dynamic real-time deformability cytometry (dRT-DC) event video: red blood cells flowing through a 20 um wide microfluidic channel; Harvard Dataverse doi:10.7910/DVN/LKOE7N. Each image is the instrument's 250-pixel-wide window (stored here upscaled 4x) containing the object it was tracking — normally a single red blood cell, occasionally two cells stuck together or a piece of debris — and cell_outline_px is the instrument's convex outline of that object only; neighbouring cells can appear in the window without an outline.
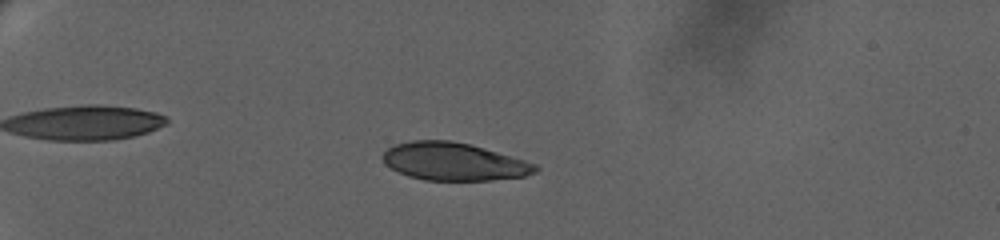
{"species": "human", "species_latin": "Homo sapiens", "temperature_condition": "warm", "stored_images_in_passage": 62, "camera_frame_rate_fps": 3000, "um_per_image_px": 0.085, "donor": {"sex": "female"}, "frame": {"image": 1, "passage_image": 18, "time_ms": 6.667, "image_size_px": [1000, 240], "cell_outline_px": [[540, 168], [536, 172], [524, 176], [492, 180], [424, 180], [408, 176], [384, 164], [384, 152], [388, 148], [396, 144], [412, 140], [448, 140], [468, 144], [484, 148], [524, 160], [536, 164]], "centroid_in_image_um": [38.58, 13.74], "position_along_channel_um": 46.4, "area_um2": 33.29}}
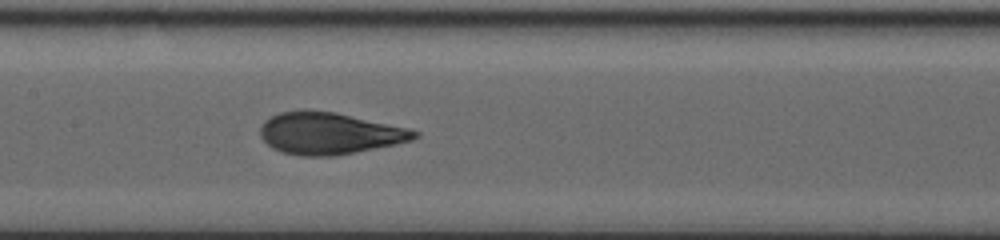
{"frame": {"image": 2, "passage_image": 44, "time_ms": 12.667, "image_size_px": [1000, 240], "cell_outline_px": [[420, 136], [412, 140], [396, 144], [332, 156], [300, 156], [284, 152], [272, 148], [260, 136], [260, 124], [264, 120], [280, 112], [300, 108], [308, 108], [336, 112], [408, 128], [420, 132]], "centroid_in_image_um": [27.96, 11.3], "position_along_channel_um": 179.4, "area_um2": 37.92}}
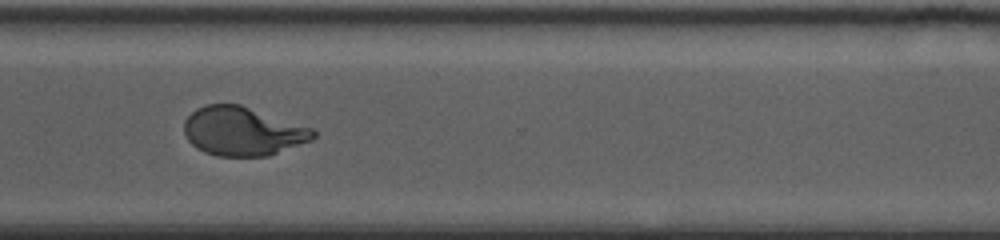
{"frame": {"image": 3, "passage_image": 61, "time_ms": 18.0, "image_size_px": [1000, 240], "cell_outline_px": [[316, 136], [312, 140], [268, 156], [216, 156], [204, 152], [196, 148], [188, 140], [184, 132], [184, 120], [196, 108], [204, 104], [240, 104], [312, 128], [316, 132]], "centroid_in_image_um": [20.61, 11.16], "position_along_channel_um": 350.0, "area_um2": 36.76}}